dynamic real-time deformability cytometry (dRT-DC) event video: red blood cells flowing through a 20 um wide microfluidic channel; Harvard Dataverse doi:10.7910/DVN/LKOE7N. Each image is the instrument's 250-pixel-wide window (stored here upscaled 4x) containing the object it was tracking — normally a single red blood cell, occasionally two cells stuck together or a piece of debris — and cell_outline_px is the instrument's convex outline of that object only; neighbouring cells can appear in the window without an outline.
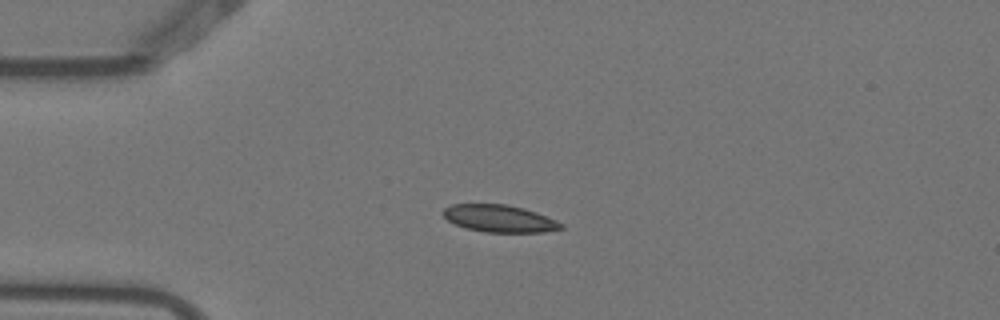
{"species": "Egyptian fruit bat (a non-hibernating species)", "species_latin": "Rousettus aegyptiacus", "temperature_condition": "warm", "stored_images_in_passage": 4, "camera_frame_rate_fps": 3000, "um_per_image_px": 0.085, "animal": {"sex": "female"}, "frame": {"image": 1, "passage_image": 1, "time_ms": 0.0, "image_size_px": [1000, 320], "cell_outline_px": [[564, 228], [544, 232], [484, 232], [464, 228], [448, 220], [440, 212], [444, 208], [452, 204], [508, 204], [524, 208], [536, 212], [556, 220], [564, 224]], "centroid_in_image_um": [42.45, 18.57], "position_along_channel_um": 42.6, "area_um2": 18.84}}
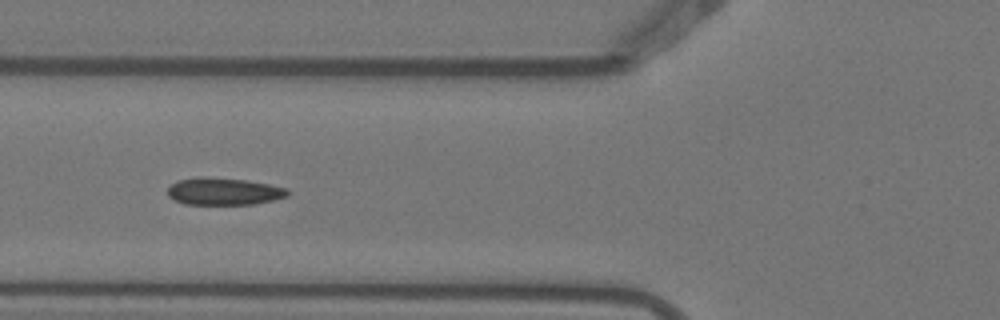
{"frame": {"image": 2, "passage_image": 3, "time_ms": 0.667, "image_size_px": [1000, 320], "cell_outline_px": [[288, 196], [256, 204], [184, 204], [168, 196], [168, 188], [172, 184], [180, 180], [200, 176], [248, 180], [288, 188]], "centroid_in_image_um": [19.04, 16.26], "position_along_channel_um": 106.8, "area_um2": 18.96}}
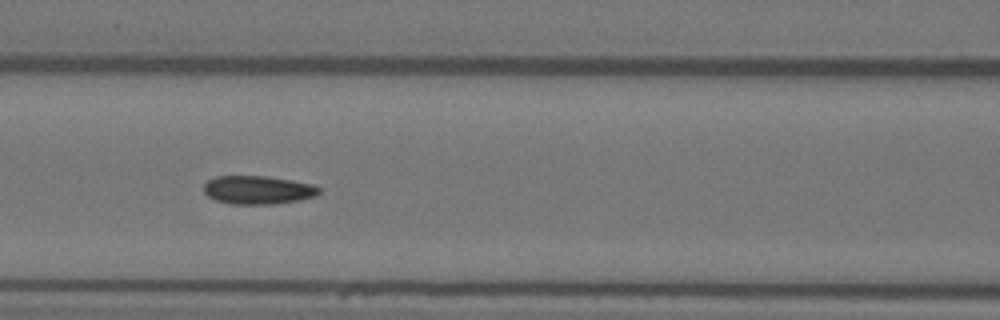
{"frame": {"image": 3, "passage_image": 4, "time_ms": 1.0, "image_size_px": [1000, 320], "cell_outline_px": [[320, 192], [316, 196], [300, 200], [272, 204], [232, 204], [216, 200], [208, 196], [204, 192], [204, 184], [208, 180], [216, 176], [264, 176], [292, 180], [312, 184], [320, 188]], "centroid_in_image_um": [21.93, 16.14], "position_along_channel_um": 144.7, "area_um2": 19.07}}